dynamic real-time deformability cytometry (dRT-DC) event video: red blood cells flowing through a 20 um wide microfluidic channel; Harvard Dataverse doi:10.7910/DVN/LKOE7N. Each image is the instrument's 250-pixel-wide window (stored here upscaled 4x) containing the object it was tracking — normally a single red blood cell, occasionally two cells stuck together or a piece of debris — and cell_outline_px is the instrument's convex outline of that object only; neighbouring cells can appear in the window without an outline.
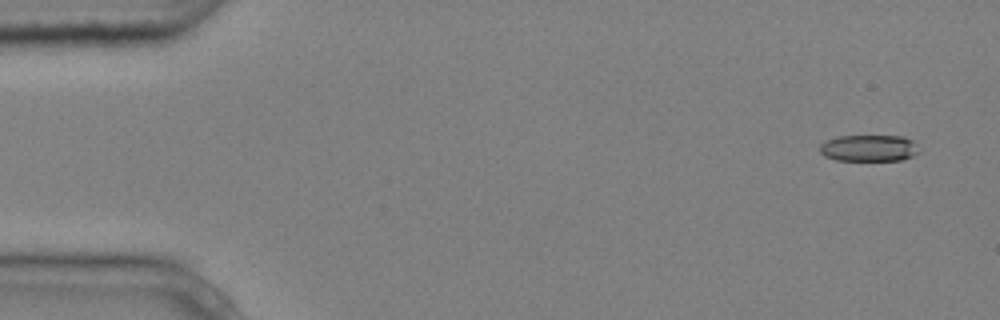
{"species": "common noctule bat (a hibernating species)", "species_latin": "Nyctalus noctula", "temperature_condition": "cold", "stored_images_in_passage": 4, "camera_frame_rate_fps": 3000, "um_per_image_px": 0.085, "animal": {"sex": "male", "body_mass_g": 20.4}, "frame": {"image": 1, "passage_image": 1, "time_ms": 0.0, "image_size_px": [1000, 320], "cell_outline_px": [[920, 152], [912, 156], [900, 160], [836, 160], [824, 156], [820, 152], [820, 144], [828, 140], [840, 136], [904, 136], [912, 140]], "centroid_in_image_um": [73.86, 12.59], "position_along_channel_um": 11.1, "area_um2": 15.26}}